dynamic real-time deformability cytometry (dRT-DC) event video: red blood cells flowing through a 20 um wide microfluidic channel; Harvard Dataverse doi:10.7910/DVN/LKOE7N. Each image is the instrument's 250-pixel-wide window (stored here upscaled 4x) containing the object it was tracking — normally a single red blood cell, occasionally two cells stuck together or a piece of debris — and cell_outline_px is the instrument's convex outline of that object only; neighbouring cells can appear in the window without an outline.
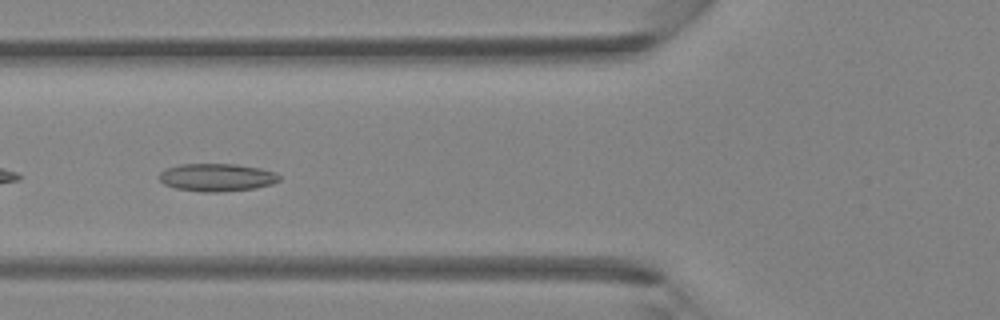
{"species": "Egyptian fruit bat (a non-hibernating species)", "species_latin": "Rousettus aegyptiacus", "temperature_condition": "room temperature", "stored_images_in_passage": 31, "camera_frame_rate_fps": 3000, "um_per_image_px": 0.085, "animal": {"sex": "female"}, "frame": {"image": 1, "passage_image": 4, "time_ms": 1.0, "image_size_px": [1000, 320], "cell_outline_px": [[280, 180], [272, 184], [256, 188], [216, 192], [204, 192], [176, 188], [164, 184], [160, 180], [160, 172], [164, 168], [180, 164], [236, 164], [260, 168], [276, 172], [280, 176]], "centroid_in_image_um": [18.44, 15.07], "position_along_channel_um": 107.4, "area_um2": 19.48}}
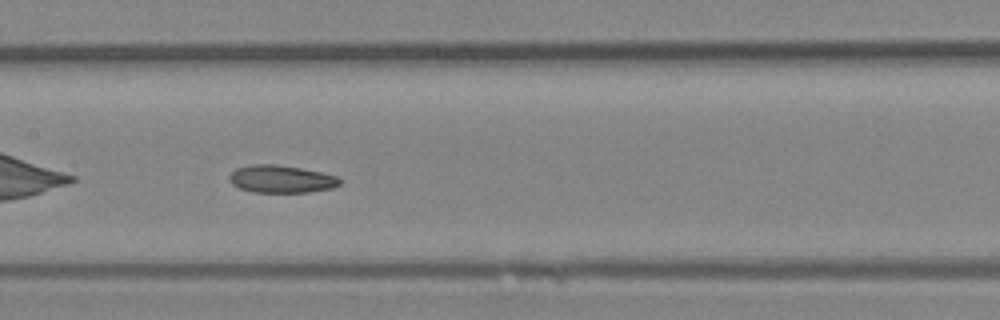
{"frame": {"image": 2, "passage_image": 9, "time_ms": 2.667, "image_size_px": [1000, 320], "cell_outline_px": [[344, 180], [340, 184], [332, 188], [308, 192], [252, 192], [240, 188], [232, 184], [228, 180], [228, 176], [236, 168], [252, 164], [276, 164], [300, 168], [340, 176]], "centroid_in_image_um": [23.92, 15.21], "position_along_channel_um": 183.5, "area_um2": 17.92}}
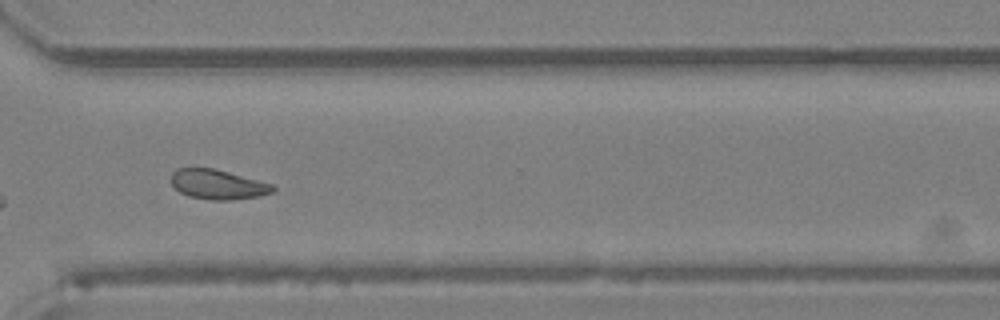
{"frame": {"image": 3, "passage_image": 20, "time_ms": 6.333, "image_size_px": [1000, 320], "cell_outline_px": [[276, 188], [272, 192], [260, 196], [232, 200], [208, 200], [188, 196], [180, 192], [172, 184], [172, 172], [176, 168], [212, 168], [228, 172], [272, 184]], "centroid_in_image_um": [18.5, 15.69], "position_along_channel_um": 352.1, "area_um2": 17.51}}